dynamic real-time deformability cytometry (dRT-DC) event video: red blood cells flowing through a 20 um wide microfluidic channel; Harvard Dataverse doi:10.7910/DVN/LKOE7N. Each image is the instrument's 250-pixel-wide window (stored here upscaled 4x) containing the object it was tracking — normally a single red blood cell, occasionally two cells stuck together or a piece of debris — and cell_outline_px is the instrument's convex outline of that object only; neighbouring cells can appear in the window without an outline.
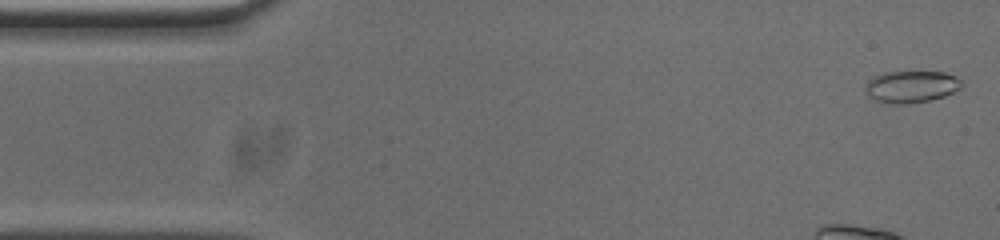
{"species": "common noctule bat (a hibernating species)", "species_latin": "Nyctalus noctula", "temperature_condition": "cold", "stored_images_in_passage": 42, "camera_frame_rate_fps": 3000, "um_per_image_px": 0.085, "animal": {"sex": "male", "body_mass_g": 20.0, "forearm_length_mm": 53.3}, "frame": {"image": 1, "passage_image": 1, "time_ms": 0.0, "image_size_px": [1000, 240], "cell_outline_px": [[964, 84], [960, 88], [944, 96], [932, 100], [900, 104], [892, 104], [876, 100], [868, 96], [864, 92], [868, 80], [872, 76], [884, 72], [944, 72], [956, 76]], "centroid_in_image_um": [77.44, 7.36], "position_along_channel_um": 7.6, "area_um2": 17.98}}